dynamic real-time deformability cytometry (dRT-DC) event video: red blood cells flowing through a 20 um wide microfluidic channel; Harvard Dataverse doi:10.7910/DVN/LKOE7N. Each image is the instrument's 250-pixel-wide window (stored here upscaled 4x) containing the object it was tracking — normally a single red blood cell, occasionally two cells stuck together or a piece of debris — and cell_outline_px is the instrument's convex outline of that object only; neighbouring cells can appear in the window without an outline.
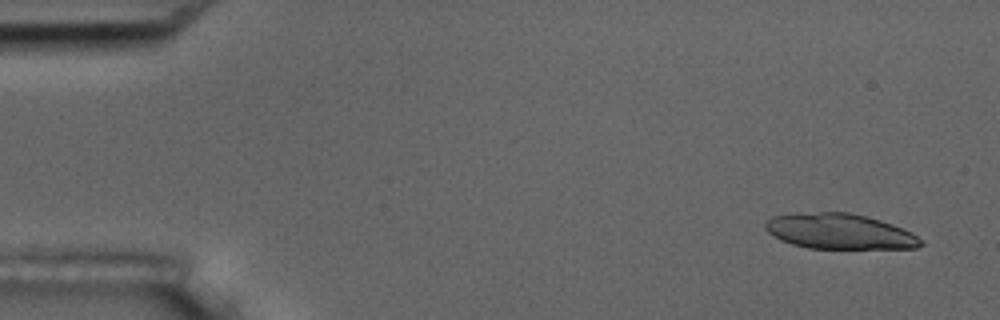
{"species": "common noctule bat (a hibernating species)", "species_latin": "Nyctalus noctula", "temperature_condition": "room temperature", "stored_images_in_passage": 4, "camera_frame_rate_fps": 3000, "um_per_image_px": 0.085, "animal": {"sex": "male", "body_mass_g": 17.5, "forearm_length_mm": 52.3}, "frame": {"image": 1, "passage_image": 1, "time_ms": 0.0, "image_size_px": [1000, 320], "cell_outline_px": [[924, 244], [916, 248], [808, 248], [792, 244], [780, 240], [772, 236], [764, 228], [764, 224], [772, 216], [820, 212], [848, 212], [868, 216], [892, 224], [916, 236]], "centroid_in_image_um": [71.32, 19.67], "position_along_channel_um": 13.7, "area_um2": 31.67}}